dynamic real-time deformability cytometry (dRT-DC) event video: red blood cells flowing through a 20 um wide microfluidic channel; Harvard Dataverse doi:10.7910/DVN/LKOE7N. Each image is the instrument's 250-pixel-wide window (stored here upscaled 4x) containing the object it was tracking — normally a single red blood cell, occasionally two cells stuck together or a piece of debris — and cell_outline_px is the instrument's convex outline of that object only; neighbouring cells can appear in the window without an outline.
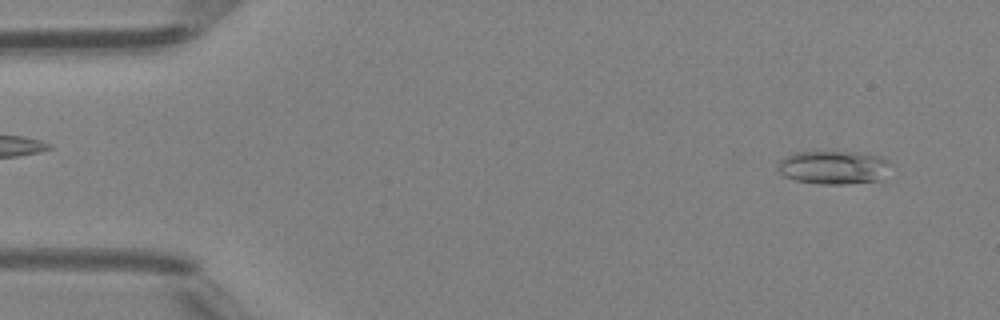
{"species": "Egyptian fruit bat (a non-hibernating species)", "species_latin": "Rousettus aegyptiacus", "temperature_condition": "room temperature", "stored_images_in_passage": 47, "camera_frame_rate_fps": 3000, "um_per_image_px": 0.085, "animal": {"sex": "female"}, "frame": {"image": 1, "passage_image": 3, "time_ms": 0.667, "image_size_px": [1000, 320], "cell_outline_px": [[892, 164], [880, 180], [844, 184], [820, 184], [796, 180], [784, 176], [780, 172], [780, 160], [784, 156], [796, 152], [820, 148], [864, 152], [884, 156]], "centroid_in_image_um": [70.89, 14.15], "position_along_channel_um": 14.1, "area_um2": 23.06}}
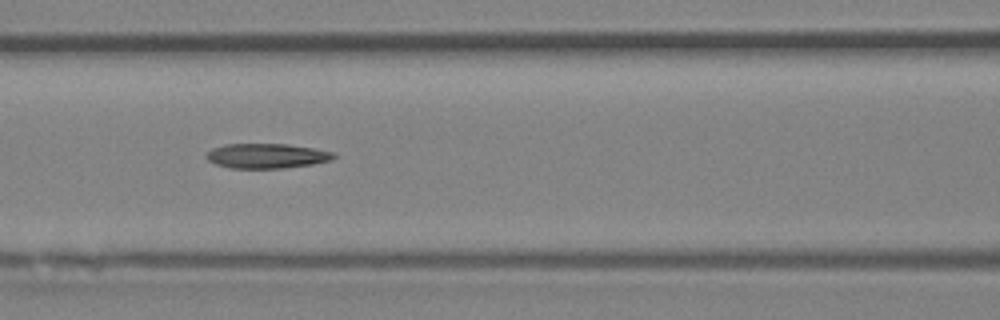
{"frame": {"image": 2, "passage_image": 20, "time_ms": 6.333, "image_size_px": [1000, 320], "cell_outline_px": [[336, 156], [332, 160], [312, 164], [280, 168], [228, 168], [216, 164], [208, 160], [204, 156], [212, 148], [224, 144], [288, 144], [316, 148], [336, 152]], "centroid_in_image_um": [22.69, 13.24], "position_along_channel_um": 143.9, "area_um2": 18.55}}
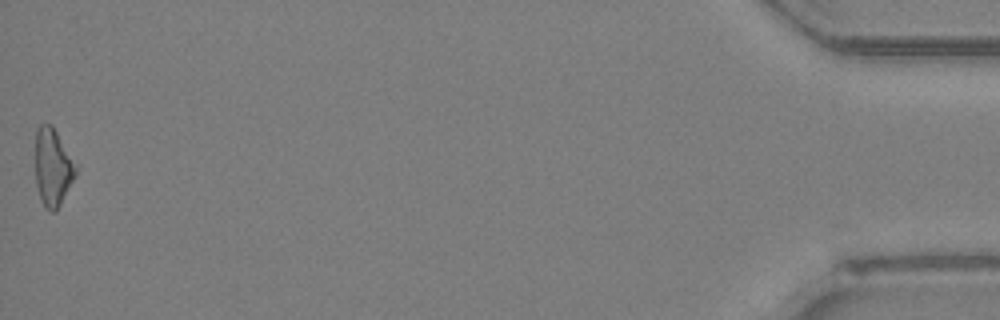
{"frame": {"image": 3, "passage_image": 47, "time_ms": 15.333, "image_size_px": [1000, 320], "cell_outline_px": [[80, 164], [76, 176], [56, 212], [52, 212], [44, 208], [40, 200], [36, 184], [36, 128], [40, 124], [52, 124]], "centroid_in_image_um": [4.54, 14.2], "position_along_channel_um": 430.7, "area_um2": 19.13}, "authors_computed_cell_mechanics": {"area_um2": 18.8428, "velocity_mm_per_s": 4.3106, "shape_relaxation_time_tau1_ms": null, "shape_relaxation_time_tau2_ms": 10.6406, "deformation_change_tau1": null, "deformation_change_tau2": 0.2776}}